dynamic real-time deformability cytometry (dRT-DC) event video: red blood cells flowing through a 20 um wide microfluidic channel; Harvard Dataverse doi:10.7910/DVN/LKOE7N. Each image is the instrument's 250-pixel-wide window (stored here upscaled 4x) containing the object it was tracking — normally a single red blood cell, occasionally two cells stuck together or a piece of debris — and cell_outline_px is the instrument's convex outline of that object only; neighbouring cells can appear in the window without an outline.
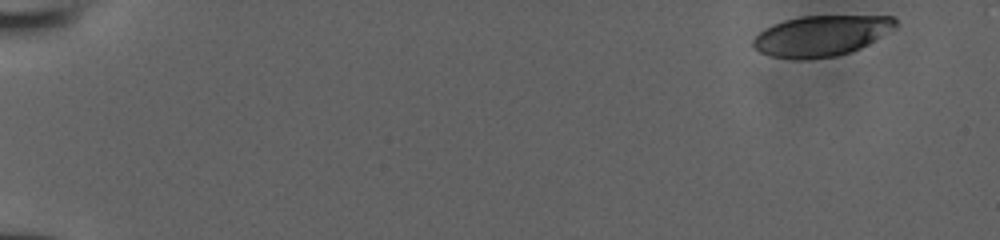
{"species": "human", "species_latin": "Homo sapiens", "temperature_condition": "room temperature", "stored_images_in_passage": 13, "camera_frame_rate_fps": 3000, "um_per_image_px": 0.085, "donor": {"sex": "male"}, "frame": {"image": 1, "passage_image": 1, "time_ms": 0.0, "image_size_px": [1000, 240], "cell_outline_px": [[896, 24], [860, 48], [836, 56], [772, 56], [760, 52], [752, 44], [752, 40], [764, 28], [772, 24], [784, 20], [800, 16], [892, 16], [896, 20]], "centroid_in_image_um": [69.74, 2.98], "position_along_channel_um": 15.3, "area_um2": 32.14}}
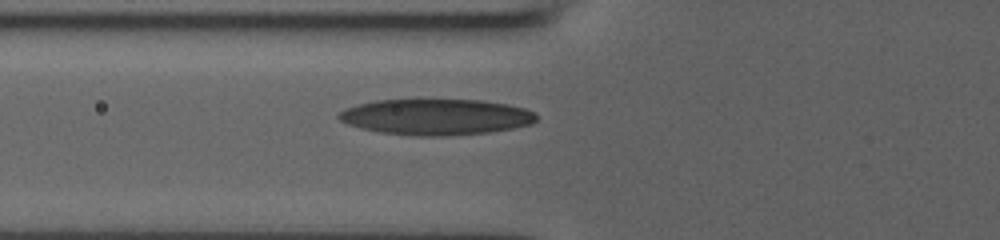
{"frame": {"image": 2, "passage_image": 10, "time_ms": 3.0, "image_size_px": [1000, 240], "cell_outline_px": [[536, 120], [532, 124], [512, 128], [488, 132], [448, 136], [416, 136], [380, 132], [360, 128], [348, 124], [340, 120], [336, 116], [344, 108], [356, 104], [376, 100], [480, 100], [508, 104], [524, 108], [536, 112]], "centroid_in_image_um": [37.05, 9.94], "position_along_channel_um": 88.8, "area_um2": 41.5}}
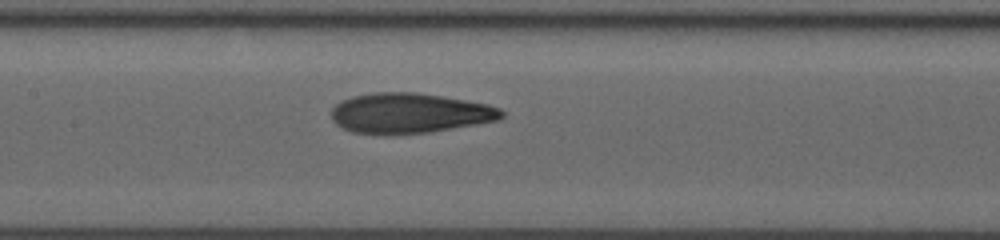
{"frame": {"image": 3, "passage_image": 13, "time_ms": 4.0, "image_size_px": [1000, 240], "cell_outline_px": [[504, 116], [500, 120], [428, 132], [352, 132], [336, 124], [332, 120], [332, 108], [336, 104], [352, 96], [372, 92], [416, 92], [488, 104], [500, 108], [504, 112]], "centroid_in_image_um": [34.84, 9.58], "position_along_channel_um": 172.6, "area_um2": 38.96}}